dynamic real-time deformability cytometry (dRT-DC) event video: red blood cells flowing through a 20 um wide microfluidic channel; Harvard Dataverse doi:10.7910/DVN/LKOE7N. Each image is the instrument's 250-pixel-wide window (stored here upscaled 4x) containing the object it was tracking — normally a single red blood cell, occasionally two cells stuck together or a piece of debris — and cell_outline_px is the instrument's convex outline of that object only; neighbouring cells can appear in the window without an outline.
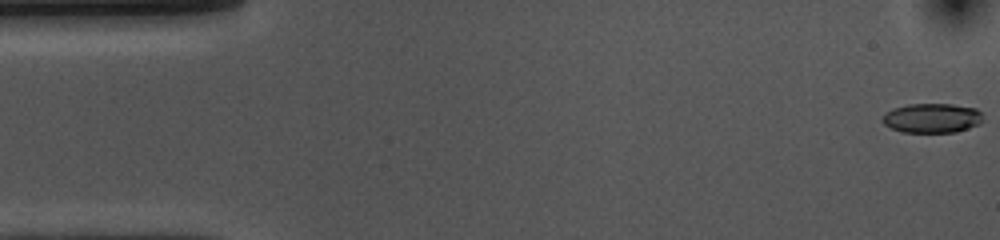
{"species": "common noctule bat (a hibernating species)", "species_latin": "Nyctalus noctula", "temperature_condition": "cold", "stored_images_in_passage": 33, "camera_frame_rate_fps": 3000, "um_per_image_px": 0.085, "animal": {"sex": "female", "body_mass_g": 10.0, "forearm_length_mm": 53.1}, "frame": {"image": 1, "passage_image": 1, "time_ms": 0.0, "image_size_px": [1000, 240], "cell_outline_px": [[984, 120], [980, 124], [956, 132], [904, 132], [892, 128], [884, 124], [880, 120], [892, 108], [908, 104], [952, 104], [976, 108], [980, 112]], "centroid_in_image_um": [79.24, 10.03], "position_along_channel_um": 5.8, "area_um2": 17.28}}
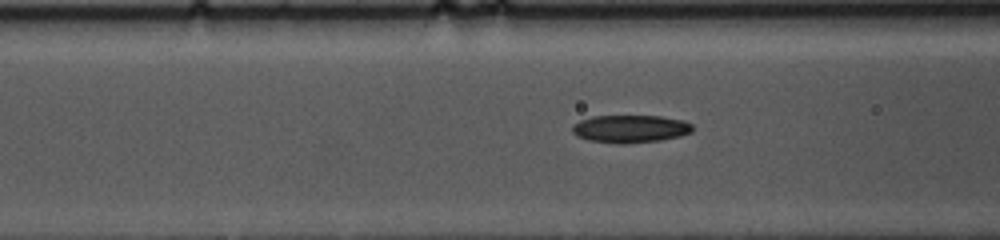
{"frame": {"image": 2, "passage_image": 20, "time_ms": 6.333, "image_size_px": [1000, 240], "cell_outline_px": [[692, 132], [680, 136], [660, 140], [624, 144], [616, 144], [588, 140], [576, 136], [572, 132], [572, 124], [580, 120], [592, 116], [660, 116], [684, 120], [692, 124]], "centroid_in_image_um": [53.55, 10.95], "position_along_channel_um": 113.0, "area_um2": 19.59}}
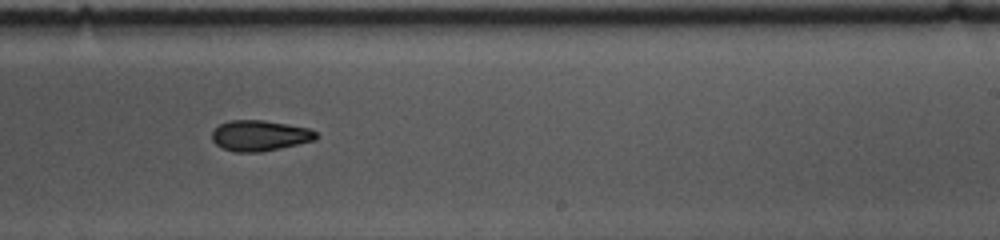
{"frame": {"image": 3, "passage_image": 33, "time_ms": 10.667, "image_size_px": [1000, 240], "cell_outline_px": [[320, 136], [316, 140], [260, 152], [236, 152], [224, 148], [216, 144], [212, 140], [212, 132], [220, 124], [228, 120], [264, 120], [288, 124], [308, 128], [316, 132]], "centroid_in_image_um": [22.1, 11.52], "position_along_channel_um": 266.9, "area_um2": 18.55}}